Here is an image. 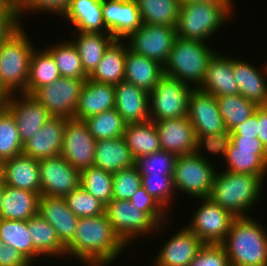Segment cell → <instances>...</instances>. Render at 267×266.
Listing matches in <instances>:
<instances>
[{
  "mask_svg": "<svg viewBox=\"0 0 267 266\" xmlns=\"http://www.w3.org/2000/svg\"><path fill=\"white\" fill-rule=\"evenodd\" d=\"M125 247L104 213L79 218L74 238L66 245V256H74L86 266H108Z\"/></svg>",
  "mask_w": 267,
  "mask_h": 266,
  "instance_id": "cell-1",
  "label": "cell"
},
{
  "mask_svg": "<svg viewBox=\"0 0 267 266\" xmlns=\"http://www.w3.org/2000/svg\"><path fill=\"white\" fill-rule=\"evenodd\" d=\"M265 175H251L222 170L215 173L210 198L234 217H249L247 212L256 206L263 190ZM249 209V210H248ZM248 210V211H247Z\"/></svg>",
  "mask_w": 267,
  "mask_h": 266,
  "instance_id": "cell-2",
  "label": "cell"
},
{
  "mask_svg": "<svg viewBox=\"0 0 267 266\" xmlns=\"http://www.w3.org/2000/svg\"><path fill=\"white\" fill-rule=\"evenodd\" d=\"M222 245L230 266H267V231L250 216L233 220Z\"/></svg>",
  "mask_w": 267,
  "mask_h": 266,
  "instance_id": "cell-3",
  "label": "cell"
},
{
  "mask_svg": "<svg viewBox=\"0 0 267 266\" xmlns=\"http://www.w3.org/2000/svg\"><path fill=\"white\" fill-rule=\"evenodd\" d=\"M216 52L208 43L177 37L163 66V74L199 88L204 81L208 63Z\"/></svg>",
  "mask_w": 267,
  "mask_h": 266,
  "instance_id": "cell-4",
  "label": "cell"
},
{
  "mask_svg": "<svg viewBox=\"0 0 267 266\" xmlns=\"http://www.w3.org/2000/svg\"><path fill=\"white\" fill-rule=\"evenodd\" d=\"M232 13L225 3H181L176 26L177 37L207 43L226 21L231 20Z\"/></svg>",
  "mask_w": 267,
  "mask_h": 266,
  "instance_id": "cell-5",
  "label": "cell"
},
{
  "mask_svg": "<svg viewBox=\"0 0 267 266\" xmlns=\"http://www.w3.org/2000/svg\"><path fill=\"white\" fill-rule=\"evenodd\" d=\"M22 26L0 45V80L11 94L18 90L27 94L30 59L36 48Z\"/></svg>",
  "mask_w": 267,
  "mask_h": 266,
  "instance_id": "cell-6",
  "label": "cell"
},
{
  "mask_svg": "<svg viewBox=\"0 0 267 266\" xmlns=\"http://www.w3.org/2000/svg\"><path fill=\"white\" fill-rule=\"evenodd\" d=\"M187 117L203 149H215L228 138L217 100L212 94L193 88L189 95Z\"/></svg>",
  "mask_w": 267,
  "mask_h": 266,
  "instance_id": "cell-7",
  "label": "cell"
},
{
  "mask_svg": "<svg viewBox=\"0 0 267 266\" xmlns=\"http://www.w3.org/2000/svg\"><path fill=\"white\" fill-rule=\"evenodd\" d=\"M207 154H221L226 171L251 175L267 174V149L258 138L228 136L215 149L205 147Z\"/></svg>",
  "mask_w": 267,
  "mask_h": 266,
  "instance_id": "cell-8",
  "label": "cell"
},
{
  "mask_svg": "<svg viewBox=\"0 0 267 266\" xmlns=\"http://www.w3.org/2000/svg\"><path fill=\"white\" fill-rule=\"evenodd\" d=\"M201 151L177 156L173 174L176 191L196 199L210 196L217 171Z\"/></svg>",
  "mask_w": 267,
  "mask_h": 266,
  "instance_id": "cell-9",
  "label": "cell"
},
{
  "mask_svg": "<svg viewBox=\"0 0 267 266\" xmlns=\"http://www.w3.org/2000/svg\"><path fill=\"white\" fill-rule=\"evenodd\" d=\"M193 87L163 74L149 93V118L151 121L187 116L189 95Z\"/></svg>",
  "mask_w": 267,
  "mask_h": 266,
  "instance_id": "cell-10",
  "label": "cell"
},
{
  "mask_svg": "<svg viewBox=\"0 0 267 266\" xmlns=\"http://www.w3.org/2000/svg\"><path fill=\"white\" fill-rule=\"evenodd\" d=\"M105 214L112 228L126 245L142 235L153 234L155 230L159 232L162 226L146 212L138 210L129 200L112 199L106 205Z\"/></svg>",
  "mask_w": 267,
  "mask_h": 266,
  "instance_id": "cell-11",
  "label": "cell"
},
{
  "mask_svg": "<svg viewBox=\"0 0 267 266\" xmlns=\"http://www.w3.org/2000/svg\"><path fill=\"white\" fill-rule=\"evenodd\" d=\"M200 200L202 203L197 207L187 228L204 244H222L236 217L210 198Z\"/></svg>",
  "mask_w": 267,
  "mask_h": 266,
  "instance_id": "cell-12",
  "label": "cell"
},
{
  "mask_svg": "<svg viewBox=\"0 0 267 266\" xmlns=\"http://www.w3.org/2000/svg\"><path fill=\"white\" fill-rule=\"evenodd\" d=\"M85 80L60 77L53 83L36 89L31 96L40 102L51 116L72 119Z\"/></svg>",
  "mask_w": 267,
  "mask_h": 266,
  "instance_id": "cell-13",
  "label": "cell"
},
{
  "mask_svg": "<svg viewBox=\"0 0 267 266\" xmlns=\"http://www.w3.org/2000/svg\"><path fill=\"white\" fill-rule=\"evenodd\" d=\"M176 38V28L172 26L143 23L126 38L128 40L126 43L133 53L145 56L164 66Z\"/></svg>",
  "mask_w": 267,
  "mask_h": 266,
  "instance_id": "cell-14",
  "label": "cell"
},
{
  "mask_svg": "<svg viewBox=\"0 0 267 266\" xmlns=\"http://www.w3.org/2000/svg\"><path fill=\"white\" fill-rule=\"evenodd\" d=\"M41 196L65 197L80 186V171L61 155L39 161Z\"/></svg>",
  "mask_w": 267,
  "mask_h": 266,
  "instance_id": "cell-15",
  "label": "cell"
},
{
  "mask_svg": "<svg viewBox=\"0 0 267 266\" xmlns=\"http://www.w3.org/2000/svg\"><path fill=\"white\" fill-rule=\"evenodd\" d=\"M96 140L84 121L68 119L64 130L61 156L82 171L94 165Z\"/></svg>",
  "mask_w": 267,
  "mask_h": 266,
  "instance_id": "cell-16",
  "label": "cell"
},
{
  "mask_svg": "<svg viewBox=\"0 0 267 266\" xmlns=\"http://www.w3.org/2000/svg\"><path fill=\"white\" fill-rule=\"evenodd\" d=\"M153 122L158 131L162 150L180 156L202 149L187 116Z\"/></svg>",
  "mask_w": 267,
  "mask_h": 266,
  "instance_id": "cell-17",
  "label": "cell"
},
{
  "mask_svg": "<svg viewBox=\"0 0 267 266\" xmlns=\"http://www.w3.org/2000/svg\"><path fill=\"white\" fill-rule=\"evenodd\" d=\"M11 94L10 99L4 106L14 116L21 142L24 144L33 137L36 131L41 128L52 116L48 110L33 96L19 93Z\"/></svg>",
  "mask_w": 267,
  "mask_h": 266,
  "instance_id": "cell-18",
  "label": "cell"
},
{
  "mask_svg": "<svg viewBox=\"0 0 267 266\" xmlns=\"http://www.w3.org/2000/svg\"><path fill=\"white\" fill-rule=\"evenodd\" d=\"M102 15L108 32L119 40L126 41L143 24L135 0H102Z\"/></svg>",
  "mask_w": 267,
  "mask_h": 266,
  "instance_id": "cell-19",
  "label": "cell"
},
{
  "mask_svg": "<svg viewBox=\"0 0 267 266\" xmlns=\"http://www.w3.org/2000/svg\"><path fill=\"white\" fill-rule=\"evenodd\" d=\"M67 118L51 117L23 145L22 153L35 160L61 155Z\"/></svg>",
  "mask_w": 267,
  "mask_h": 266,
  "instance_id": "cell-20",
  "label": "cell"
},
{
  "mask_svg": "<svg viewBox=\"0 0 267 266\" xmlns=\"http://www.w3.org/2000/svg\"><path fill=\"white\" fill-rule=\"evenodd\" d=\"M171 236L159 248L154 266H189L204 243L186 226Z\"/></svg>",
  "mask_w": 267,
  "mask_h": 266,
  "instance_id": "cell-21",
  "label": "cell"
},
{
  "mask_svg": "<svg viewBox=\"0 0 267 266\" xmlns=\"http://www.w3.org/2000/svg\"><path fill=\"white\" fill-rule=\"evenodd\" d=\"M39 161L19 154L2 161L0 180L6 185L38 193L41 196Z\"/></svg>",
  "mask_w": 267,
  "mask_h": 266,
  "instance_id": "cell-22",
  "label": "cell"
},
{
  "mask_svg": "<svg viewBox=\"0 0 267 266\" xmlns=\"http://www.w3.org/2000/svg\"><path fill=\"white\" fill-rule=\"evenodd\" d=\"M149 104L146 90L126 80L115 85V109L126 124L149 121Z\"/></svg>",
  "mask_w": 267,
  "mask_h": 266,
  "instance_id": "cell-23",
  "label": "cell"
},
{
  "mask_svg": "<svg viewBox=\"0 0 267 266\" xmlns=\"http://www.w3.org/2000/svg\"><path fill=\"white\" fill-rule=\"evenodd\" d=\"M115 108V85L86 79L73 119L84 121L88 117Z\"/></svg>",
  "mask_w": 267,
  "mask_h": 266,
  "instance_id": "cell-24",
  "label": "cell"
},
{
  "mask_svg": "<svg viewBox=\"0 0 267 266\" xmlns=\"http://www.w3.org/2000/svg\"><path fill=\"white\" fill-rule=\"evenodd\" d=\"M38 214L56 230L65 246L74 238L79 218L68 208L64 197L39 196Z\"/></svg>",
  "mask_w": 267,
  "mask_h": 266,
  "instance_id": "cell-25",
  "label": "cell"
},
{
  "mask_svg": "<svg viewBox=\"0 0 267 266\" xmlns=\"http://www.w3.org/2000/svg\"><path fill=\"white\" fill-rule=\"evenodd\" d=\"M244 60L232 57L233 73L239 87V94L257 106H267V63L263 72Z\"/></svg>",
  "mask_w": 267,
  "mask_h": 266,
  "instance_id": "cell-26",
  "label": "cell"
},
{
  "mask_svg": "<svg viewBox=\"0 0 267 266\" xmlns=\"http://www.w3.org/2000/svg\"><path fill=\"white\" fill-rule=\"evenodd\" d=\"M215 97L239 94V87L233 73L232 57L214 54L208 63L204 81L199 87Z\"/></svg>",
  "mask_w": 267,
  "mask_h": 266,
  "instance_id": "cell-27",
  "label": "cell"
},
{
  "mask_svg": "<svg viewBox=\"0 0 267 266\" xmlns=\"http://www.w3.org/2000/svg\"><path fill=\"white\" fill-rule=\"evenodd\" d=\"M62 17L77 31L108 32L102 15V0H70Z\"/></svg>",
  "mask_w": 267,
  "mask_h": 266,
  "instance_id": "cell-28",
  "label": "cell"
},
{
  "mask_svg": "<svg viewBox=\"0 0 267 266\" xmlns=\"http://www.w3.org/2000/svg\"><path fill=\"white\" fill-rule=\"evenodd\" d=\"M133 165L135 160L123 137L96 141L94 166L113 174Z\"/></svg>",
  "mask_w": 267,
  "mask_h": 266,
  "instance_id": "cell-29",
  "label": "cell"
},
{
  "mask_svg": "<svg viewBox=\"0 0 267 266\" xmlns=\"http://www.w3.org/2000/svg\"><path fill=\"white\" fill-rule=\"evenodd\" d=\"M163 75V66L127 49L124 80L150 93Z\"/></svg>",
  "mask_w": 267,
  "mask_h": 266,
  "instance_id": "cell-30",
  "label": "cell"
},
{
  "mask_svg": "<svg viewBox=\"0 0 267 266\" xmlns=\"http://www.w3.org/2000/svg\"><path fill=\"white\" fill-rule=\"evenodd\" d=\"M126 44V45H125ZM127 43L115 39L105 53L89 79L106 84L117 85L124 80Z\"/></svg>",
  "mask_w": 267,
  "mask_h": 266,
  "instance_id": "cell-31",
  "label": "cell"
},
{
  "mask_svg": "<svg viewBox=\"0 0 267 266\" xmlns=\"http://www.w3.org/2000/svg\"><path fill=\"white\" fill-rule=\"evenodd\" d=\"M39 194L5 185L0 218L27 221L38 213Z\"/></svg>",
  "mask_w": 267,
  "mask_h": 266,
  "instance_id": "cell-32",
  "label": "cell"
},
{
  "mask_svg": "<svg viewBox=\"0 0 267 266\" xmlns=\"http://www.w3.org/2000/svg\"><path fill=\"white\" fill-rule=\"evenodd\" d=\"M78 36L70 41L76 47L84 72L90 76L101 61L105 50L115 40L109 33H92L77 31Z\"/></svg>",
  "mask_w": 267,
  "mask_h": 266,
  "instance_id": "cell-33",
  "label": "cell"
},
{
  "mask_svg": "<svg viewBox=\"0 0 267 266\" xmlns=\"http://www.w3.org/2000/svg\"><path fill=\"white\" fill-rule=\"evenodd\" d=\"M123 138L134 160L161 150L158 131L151 120L126 124Z\"/></svg>",
  "mask_w": 267,
  "mask_h": 266,
  "instance_id": "cell-34",
  "label": "cell"
},
{
  "mask_svg": "<svg viewBox=\"0 0 267 266\" xmlns=\"http://www.w3.org/2000/svg\"><path fill=\"white\" fill-rule=\"evenodd\" d=\"M34 250L41 256H66V246L59 240L56 230L38 213L27 220Z\"/></svg>",
  "mask_w": 267,
  "mask_h": 266,
  "instance_id": "cell-35",
  "label": "cell"
},
{
  "mask_svg": "<svg viewBox=\"0 0 267 266\" xmlns=\"http://www.w3.org/2000/svg\"><path fill=\"white\" fill-rule=\"evenodd\" d=\"M142 23L176 28L180 0H135Z\"/></svg>",
  "mask_w": 267,
  "mask_h": 266,
  "instance_id": "cell-36",
  "label": "cell"
},
{
  "mask_svg": "<svg viewBox=\"0 0 267 266\" xmlns=\"http://www.w3.org/2000/svg\"><path fill=\"white\" fill-rule=\"evenodd\" d=\"M0 240L16 249L32 265L35 258H41L33 248L27 221L0 218Z\"/></svg>",
  "mask_w": 267,
  "mask_h": 266,
  "instance_id": "cell-37",
  "label": "cell"
},
{
  "mask_svg": "<svg viewBox=\"0 0 267 266\" xmlns=\"http://www.w3.org/2000/svg\"><path fill=\"white\" fill-rule=\"evenodd\" d=\"M34 49L29 68L27 94L31 95L41 86L48 85L60 78V73L51 53L46 49Z\"/></svg>",
  "mask_w": 267,
  "mask_h": 266,
  "instance_id": "cell-38",
  "label": "cell"
},
{
  "mask_svg": "<svg viewBox=\"0 0 267 266\" xmlns=\"http://www.w3.org/2000/svg\"><path fill=\"white\" fill-rule=\"evenodd\" d=\"M60 42L46 48L54 58L60 76L74 79H88L89 76L84 72L80 55L73 43L68 39Z\"/></svg>",
  "mask_w": 267,
  "mask_h": 266,
  "instance_id": "cell-39",
  "label": "cell"
},
{
  "mask_svg": "<svg viewBox=\"0 0 267 266\" xmlns=\"http://www.w3.org/2000/svg\"><path fill=\"white\" fill-rule=\"evenodd\" d=\"M219 112L229 132L234 126L243 123L252 116L258 107L240 94L215 97Z\"/></svg>",
  "mask_w": 267,
  "mask_h": 266,
  "instance_id": "cell-40",
  "label": "cell"
},
{
  "mask_svg": "<svg viewBox=\"0 0 267 266\" xmlns=\"http://www.w3.org/2000/svg\"><path fill=\"white\" fill-rule=\"evenodd\" d=\"M80 186L105 205L113 199V174L94 165L80 171Z\"/></svg>",
  "mask_w": 267,
  "mask_h": 266,
  "instance_id": "cell-41",
  "label": "cell"
},
{
  "mask_svg": "<svg viewBox=\"0 0 267 266\" xmlns=\"http://www.w3.org/2000/svg\"><path fill=\"white\" fill-rule=\"evenodd\" d=\"M23 145L14 116L0 105V161L22 154Z\"/></svg>",
  "mask_w": 267,
  "mask_h": 266,
  "instance_id": "cell-42",
  "label": "cell"
},
{
  "mask_svg": "<svg viewBox=\"0 0 267 266\" xmlns=\"http://www.w3.org/2000/svg\"><path fill=\"white\" fill-rule=\"evenodd\" d=\"M88 129L97 140L123 137L126 123L114 108L84 120Z\"/></svg>",
  "mask_w": 267,
  "mask_h": 266,
  "instance_id": "cell-43",
  "label": "cell"
},
{
  "mask_svg": "<svg viewBox=\"0 0 267 266\" xmlns=\"http://www.w3.org/2000/svg\"><path fill=\"white\" fill-rule=\"evenodd\" d=\"M65 200L68 208L78 218L96 217L105 213L106 205L81 186L74 189L70 194L66 195Z\"/></svg>",
  "mask_w": 267,
  "mask_h": 266,
  "instance_id": "cell-44",
  "label": "cell"
},
{
  "mask_svg": "<svg viewBox=\"0 0 267 266\" xmlns=\"http://www.w3.org/2000/svg\"><path fill=\"white\" fill-rule=\"evenodd\" d=\"M176 159V154L161 149L150 155L139 157L135 160V165L141 176L173 175Z\"/></svg>",
  "mask_w": 267,
  "mask_h": 266,
  "instance_id": "cell-45",
  "label": "cell"
},
{
  "mask_svg": "<svg viewBox=\"0 0 267 266\" xmlns=\"http://www.w3.org/2000/svg\"><path fill=\"white\" fill-rule=\"evenodd\" d=\"M141 181L146 192L169 211L168 205H172L171 199H175L173 196L176 194L173 175H145L141 176Z\"/></svg>",
  "mask_w": 267,
  "mask_h": 266,
  "instance_id": "cell-46",
  "label": "cell"
},
{
  "mask_svg": "<svg viewBox=\"0 0 267 266\" xmlns=\"http://www.w3.org/2000/svg\"><path fill=\"white\" fill-rule=\"evenodd\" d=\"M142 186L136 165L113 173V199L129 200Z\"/></svg>",
  "mask_w": 267,
  "mask_h": 266,
  "instance_id": "cell-47",
  "label": "cell"
},
{
  "mask_svg": "<svg viewBox=\"0 0 267 266\" xmlns=\"http://www.w3.org/2000/svg\"><path fill=\"white\" fill-rule=\"evenodd\" d=\"M129 201L133 206L138 207V210L146 212L158 225H161L162 223L166 224L170 219L166 218L169 212L152 198L142 186L129 199Z\"/></svg>",
  "mask_w": 267,
  "mask_h": 266,
  "instance_id": "cell-48",
  "label": "cell"
},
{
  "mask_svg": "<svg viewBox=\"0 0 267 266\" xmlns=\"http://www.w3.org/2000/svg\"><path fill=\"white\" fill-rule=\"evenodd\" d=\"M70 0H21L17 5L19 21L25 15L26 11L30 13H48L63 16ZM44 11V12H43Z\"/></svg>",
  "mask_w": 267,
  "mask_h": 266,
  "instance_id": "cell-49",
  "label": "cell"
},
{
  "mask_svg": "<svg viewBox=\"0 0 267 266\" xmlns=\"http://www.w3.org/2000/svg\"><path fill=\"white\" fill-rule=\"evenodd\" d=\"M189 266H230L222 244H204Z\"/></svg>",
  "mask_w": 267,
  "mask_h": 266,
  "instance_id": "cell-50",
  "label": "cell"
},
{
  "mask_svg": "<svg viewBox=\"0 0 267 266\" xmlns=\"http://www.w3.org/2000/svg\"><path fill=\"white\" fill-rule=\"evenodd\" d=\"M16 249L0 240V266H31Z\"/></svg>",
  "mask_w": 267,
  "mask_h": 266,
  "instance_id": "cell-51",
  "label": "cell"
},
{
  "mask_svg": "<svg viewBox=\"0 0 267 266\" xmlns=\"http://www.w3.org/2000/svg\"><path fill=\"white\" fill-rule=\"evenodd\" d=\"M258 116L254 113L246 121L234 126L228 136H242L258 138Z\"/></svg>",
  "mask_w": 267,
  "mask_h": 266,
  "instance_id": "cell-52",
  "label": "cell"
},
{
  "mask_svg": "<svg viewBox=\"0 0 267 266\" xmlns=\"http://www.w3.org/2000/svg\"><path fill=\"white\" fill-rule=\"evenodd\" d=\"M21 25L18 16H0V45Z\"/></svg>",
  "mask_w": 267,
  "mask_h": 266,
  "instance_id": "cell-53",
  "label": "cell"
},
{
  "mask_svg": "<svg viewBox=\"0 0 267 266\" xmlns=\"http://www.w3.org/2000/svg\"><path fill=\"white\" fill-rule=\"evenodd\" d=\"M254 113L258 116V139L267 149V106H258Z\"/></svg>",
  "mask_w": 267,
  "mask_h": 266,
  "instance_id": "cell-54",
  "label": "cell"
},
{
  "mask_svg": "<svg viewBox=\"0 0 267 266\" xmlns=\"http://www.w3.org/2000/svg\"><path fill=\"white\" fill-rule=\"evenodd\" d=\"M0 16H18L17 4L13 0H0Z\"/></svg>",
  "mask_w": 267,
  "mask_h": 266,
  "instance_id": "cell-55",
  "label": "cell"
},
{
  "mask_svg": "<svg viewBox=\"0 0 267 266\" xmlns=\"http://www.w3.org/2000/svg\"><path fill=\"white\" fill-rule=\"evenodd\" d=\"M185 2H210V3H225L231 10H233V1L232 0H180V3Z\"/></svg>",
  "mask_w": 267,
  "mask_h": 266,
  "instance_id": "cell-56",
  "label": "cell"
},
{
  "mask_svg": "<svg viewBox=\"0 0 267 266\" xmlns=\"http://www.w3.org/2000/svg\"><path fill=\"white\" fill-rule=\"evenodd\" d=\"M11 97V93L5 88L0 80V105H4Z\"/></svg>",
  "mask_w": 267,
  "mask_h": 266,
  "instance_id": "cell-57",
  "label": "cell"
},
{
  "mask_svg": "<svg viewBox=\"0 0 267 266\" xmlns=\"http://www.w3.org/2000/svg\"><path fill=\"white\" fill-rule=\"evenodd\" d=\"M4 192H5V184L0 180V208H1V203L3 200Z\"/></svg>",
  "mask_w": 267,
  "mask_h": 266,
  "instance_id": "cell-58",
  "label": "cell"
},
{
  "mask_svg": "<svg viewBox=\"0 0 267 266\" xmlns=\"http://www.w3.org/2000/svg\"><path fill=\"white\" fill-rule=\"evenodd\" d=\"M17 5L21 0H13Z\"/></svg>",
  "mask_w": 267,
  "mask_h": 266,
  "instance_id": "cell-59",
  "label": "cell"
}]
</instances>
